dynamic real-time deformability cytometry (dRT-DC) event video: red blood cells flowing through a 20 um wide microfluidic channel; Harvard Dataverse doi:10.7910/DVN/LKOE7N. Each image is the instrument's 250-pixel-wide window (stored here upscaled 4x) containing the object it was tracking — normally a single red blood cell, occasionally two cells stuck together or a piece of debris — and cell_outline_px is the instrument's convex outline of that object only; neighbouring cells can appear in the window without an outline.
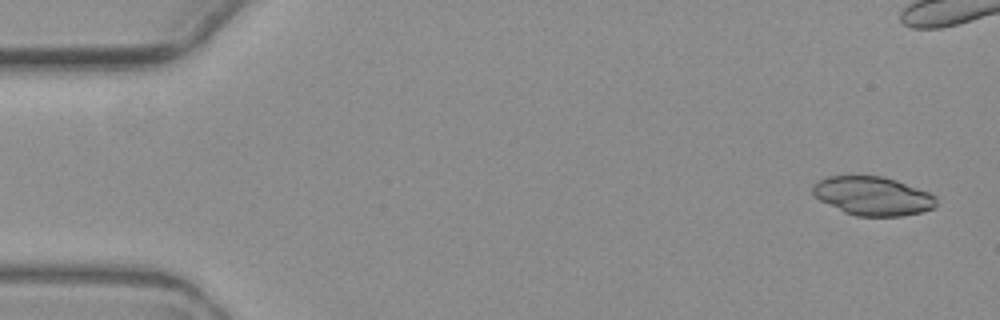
{"species": "common noctule bat (a hibernating species)", "species_latin": "Nyctalus noctula", "temperature_condition": "warm", "stored_images_in_passage": 4, "camera_frame_rate_fps": 3000, "um_per_image_px": 0.085, "animal": {"sex": "female", "body_mass_g": 19.3, "forearm_length_mm": 54.1}, "frame": {"image": 1, "passage_image": 4, "time_ms": 7.333, "image_size_px": [1000, 320], "cell_outline_px": [[936, 204], [932, 208], [924, 212], [900, 216], [856, 216], [844, 212], [820, 200], [812, 192], [812, 188], [820, 180], [828, 176], [880, 176], [896, 180], [928, 192], [936, 196]], "centroid_in_image_um": [74.2, 16.67], "position_along_channel_um": 10.8, "area_um2": 27.63}}